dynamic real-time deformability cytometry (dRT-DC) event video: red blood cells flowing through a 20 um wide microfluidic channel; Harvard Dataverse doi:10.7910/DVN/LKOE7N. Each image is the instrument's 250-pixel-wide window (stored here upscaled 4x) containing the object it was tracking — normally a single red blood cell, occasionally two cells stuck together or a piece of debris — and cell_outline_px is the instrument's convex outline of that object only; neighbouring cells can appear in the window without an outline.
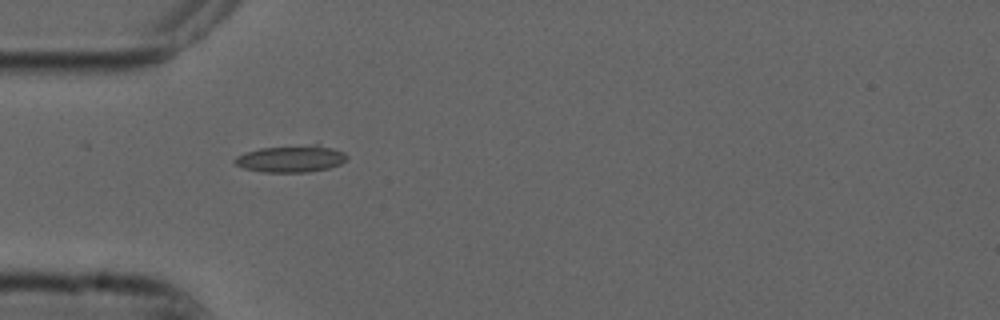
{"species": "common noctule bat (a hibernating species)", "species_latin": "Nyctalus noctula", "temperature_condition": "cold", "stored_images_in_passage": 20, "camera_frame_rate_fps": 3000, "um_per_image_px": 0.085, "animal": {"sex": "male", "forearm_length_mm": 52.5}, "frame": {"image": 1, "passage_image": 1, "time_ms": 0.0, "image_size_px": [1000, 320], "cell_outline_px": [[348, 160], [340, 164], [328, 168], [308, 172], [260, 172], [244, 168], [236, 164], [232, 160], [236, 156], [260, 148], [316, 144], [332, 148], [344, 152], [348, 156]], "centroid_in_image_um": [24.76, 13.5], "position_along_channel_um": 60.2, "area_um2": 17.57}}
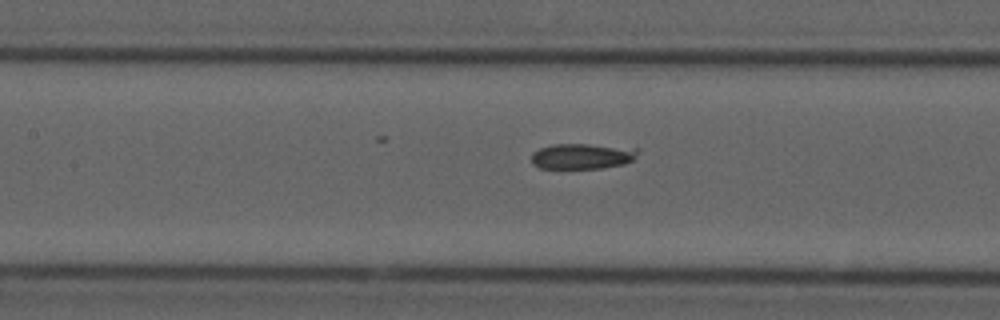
{"frame": {"image": 2, "passage_image": 9, "time_ms": 2.667, "image_size_px": [1000, 320], "cell_outline_px": [[640, 148], [636, 156], [632, 160], [624, 164], [604, 168], [540, 168], [532, 164], [532, 152], [540, 148], [552, 144], [588, 144]], "centroid_in_image_um": [49.5, 13.27], "position_along_channel_um": 157.9, "area_um2": 15.95}}
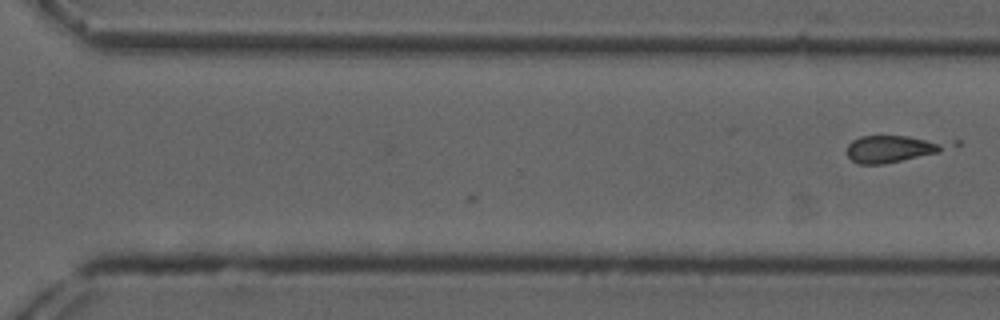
{"frame": {"image": 3, "passage_image": 20, "time_ms": 6.333, "image_size_px": [1000, 320], "cell_outline_px": [[940, 152], [884, 164], [860, 164], [852, 160], [848, 156], [848, 144], [852, 140], [860, 136], [908, 136], [940, 144]], "centroid_in_image_um": [75.56, 12.67], "position_along_channel_um": 295.0, "area_um2": 14.68}}